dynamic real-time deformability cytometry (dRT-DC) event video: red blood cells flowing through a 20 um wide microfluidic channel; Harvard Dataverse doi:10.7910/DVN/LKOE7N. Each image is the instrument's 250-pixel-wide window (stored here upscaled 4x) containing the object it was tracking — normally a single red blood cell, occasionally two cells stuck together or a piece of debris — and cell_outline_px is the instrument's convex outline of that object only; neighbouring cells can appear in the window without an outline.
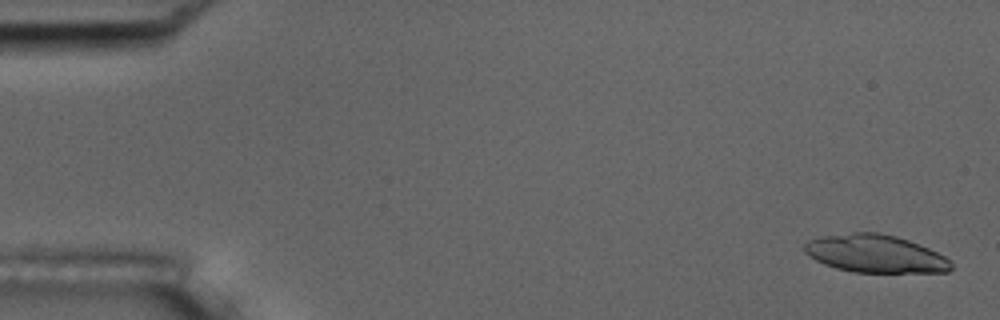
{"species": "common noctule bat (a hibernating species)", "species_latin": "Nyctalus noctula", "temperature_condition": "room temperature", "stored_images_in_passage": 6, "camera_frame_rate_fps": 3000, "um_per_image_px": 0.085, "animal": {"sex": "male", "body_mass_g": 17.5, "forearm_length_mm": 52.3}, "frame": {"image": 1, "passage_image": 1, "time_ms": 0.0, "image_size_px": [1000, 320], "cell_outline_px": [[952, 268], [948, 272], [852, 272], [836, 268], [824, 264], [808, 256], [804, 252], [804, 244], [808, 240], [820, 236], [852, 232], [876, 232], [896, 236], [908, 240], [928, 248], [944, 256], [952, 264]], "centroid_in_image_um": [74.35, 21.56], "position_along_channel_um": 10.6, "area_um2": 32.31}}